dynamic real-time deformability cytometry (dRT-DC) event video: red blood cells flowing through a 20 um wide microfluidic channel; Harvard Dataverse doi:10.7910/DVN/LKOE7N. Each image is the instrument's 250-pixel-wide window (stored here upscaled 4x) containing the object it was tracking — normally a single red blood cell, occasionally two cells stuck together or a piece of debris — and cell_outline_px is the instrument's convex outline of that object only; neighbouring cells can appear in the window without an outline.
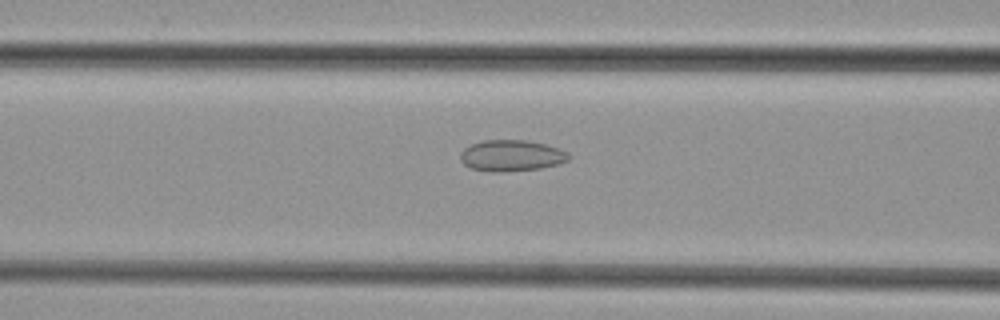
{"species": "common noctule bat (a hibernating species)", "species_latin": "Nyctalus noctula", "temperature_condition": "cold", "stored_images_in_passage": 45, "camera_frame_rate_fps": 3000, "um_per_image_px": 0.085, "animal": {"sex": "female", "body_mass_g": 29.2, "forearm_length_mm": 56.3}, "frame": {"image": 1, "passage_image": 16, "time_ms": 5.0, "image_size_px": [1000, 320], "cell_outline_px": [[568, 160], [560, 164], [540, 168], [500, 172], [488, 172], [472, 168], [464, 164], [460, 160], [460, 152], [464, 148], [472, 144], [484, 140], [524, 140], [544, 144], [568, 152]], "centroid_in_image_um": [43.43, 13.23], "position_along_channel_um": 123.2, "area_um2": 19.59}}
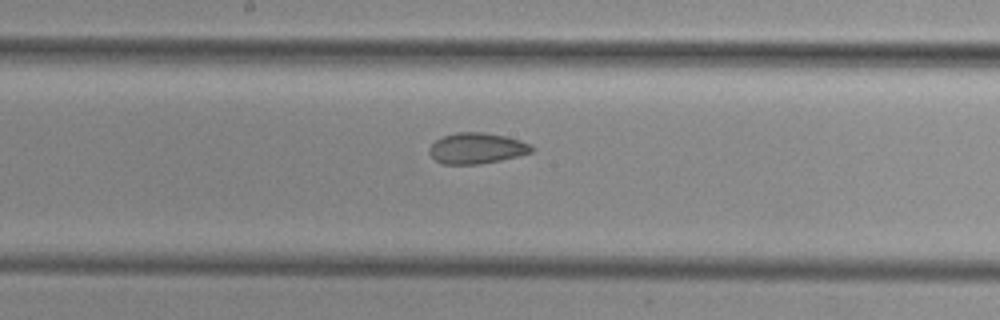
{"frame": {"image": 2, "passage_image": 22, "time_ms": 7.0, "image_size_px": [1000, 320], "cell_outline_px": [[532, 152], [500, 160], [480, 164], [440, 164], [428, 152], [428, 148], [436, 140], [444, 136], [456, 132], [484, 132], [504, 136], [520, 140], [528, 144], [532, 148]], "centroid_in_image_um": [40.47, 12.6], "position_along_channel_um": 207.7, "area_um2": 18.21}}
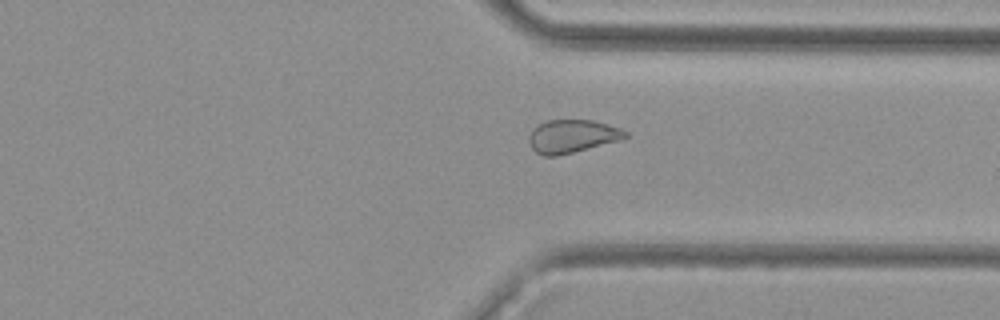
{"frame": {"image": 3, "passage_image": 33, "time_ms": 10.667, "image_size_px": [1000, 320], "cell_outline_px": [[628, 136], [620, 140], [556, 156], [544, 156], [536, 152], [532, 148], [528, 140], [528, 136], [532, 128], [544, 120], [592, 120], [620, 128], [628, 132]], "centroid_in_image_um": [48.59, 11.57], "position_along_channel_um": 362.8, "area_um2": 18.55}}